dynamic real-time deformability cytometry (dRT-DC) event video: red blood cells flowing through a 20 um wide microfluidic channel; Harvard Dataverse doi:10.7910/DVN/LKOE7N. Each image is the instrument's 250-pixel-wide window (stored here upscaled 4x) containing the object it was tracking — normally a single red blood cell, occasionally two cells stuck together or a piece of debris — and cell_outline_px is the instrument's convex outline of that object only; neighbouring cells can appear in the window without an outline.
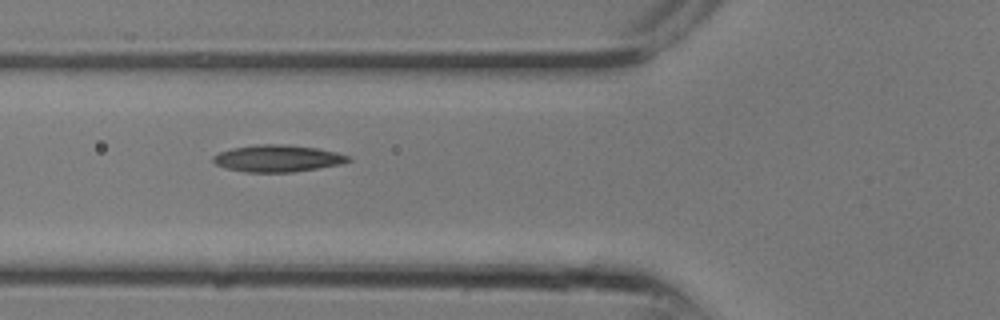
{"species": "common noctule bat (a hibernating species)", "species_latin": "Nyctalus noctula", "temperature_condition": "room temperature", "stored_images_in_passage": 13, "camera_frame_rate_fps": 3000, "um_per_image_px": 0.085, "animal": {"sex": "male", "body_mass_g": 13.3}, "frame": {"image": 1, "passage_image": 10, "time_ms": 3.0, "image_size_px": [1000, 320], "cell_outline_px": [[352, 160], [340, 164], [292, 172], [244, 172], [224, 168], [216, 164], [212, 160], [212, 156], [220, 152], [232, 148], [256, 144], [284, 144], [316, 148], [336, 152], [352, 156]], "centroid_in_image_um": [23.58, 13.46], "position_along_channel_um": 102.2, "area_um2": 21.21}}
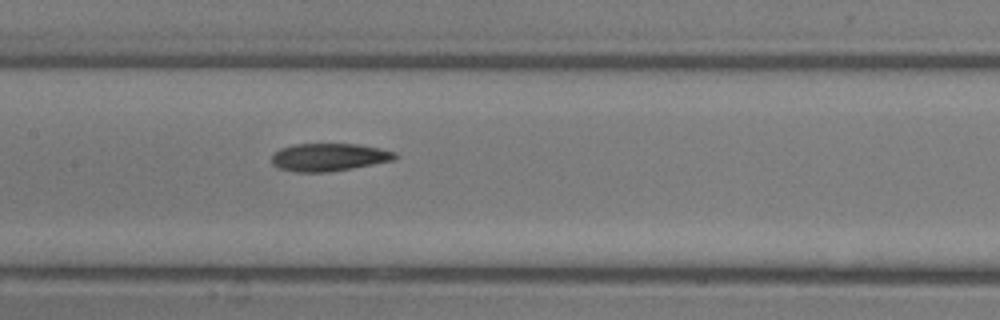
{"frame": {"image": 2, "passage_image": 13, "time_ms": 4.0, "image_size_px": [1000, 320], "cell_outline_px": [[400, 156], [396, 160], [332, 172], [296, 172], [276, 168], [272, 164], [272, 156], [280, 148], [296, 144], [356, 144], [380, 148], [396, 152]], "centroid_in_image_um": [28.0, 13.37], "position_along_channel_um": 179.4, "area_um2": 20.23}}